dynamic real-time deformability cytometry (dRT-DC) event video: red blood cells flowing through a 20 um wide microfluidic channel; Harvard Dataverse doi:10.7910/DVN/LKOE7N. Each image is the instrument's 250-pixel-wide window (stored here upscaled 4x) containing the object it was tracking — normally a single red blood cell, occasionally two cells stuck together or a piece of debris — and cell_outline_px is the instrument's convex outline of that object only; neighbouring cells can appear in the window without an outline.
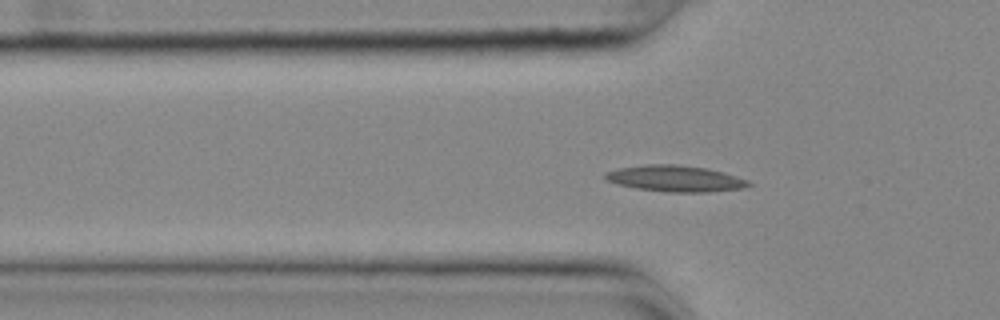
{"species": "common noctule bat (a hibernating species)", "species_latin": "Nyctalus noctula", "temperature_condition": "cold", "stored_images_in_passage": 44, "camera_frame_rate_fps": 3000, "um_per_image_px": 0.085, "animal": {"sex": "female", "body_mass_g": 25.1}, "frame": {"image": 1, "passage_image": 5, "time_ms": 1.333, "image_size_px": [1000, 320], "cell_outline_px": [[752, 184], [740, 188], [708, 192], [668, 192], [636, 188], [620, 184], [608, 180], [604, 176], [604, 172], [620, 168], [648, 164], [676, 164], [704, 168], [724, 172], [748, 180]], "centroid_in_image_um": [57.4, 15.17], "position_along_channel_um": 68.4, "area_um2": 21.56}}
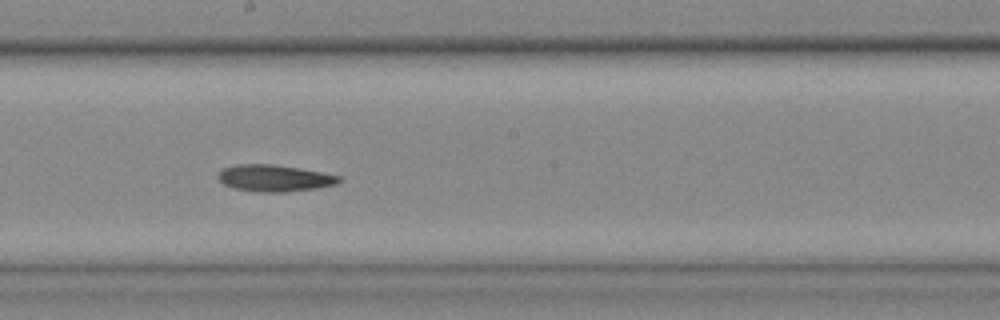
{"frame": {"image": 2, "passage_image": 18, "time_ms": 5.667, "image_size_px": [1000, 320], "cell_outline_px": [[340, 180], [336, 184], [316, 188], [284, 192], [260, 192], [236, 188], [224, 184], [216, 176], [224, 168], [236, 164], [272, 164], [300, 168], [340, 176]], "centroid_in_image_um": [23.31, 15.13], "position_along_channel_um": 224.9, "area_um2": 18.55}}
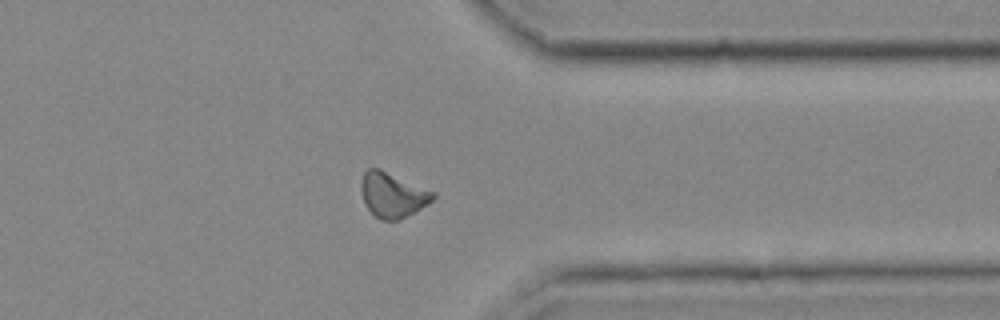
{"frame": {"image": 3, "passage_image": 31, "time_ms": 10.0, "image_size_px": [1000, 320], "cell_outline_px": [[436, 196], [432, 200], [420, 208], [400, 220], [380, 220], [364, 204], [360, 188], [360, 184], [364, 172], [368, 168], [380, 168], [436, 192]], "centroid_in_image_um": [33.35, 16.55], "position_along_channel_um": 378.0, "area_um2": 18.84}}